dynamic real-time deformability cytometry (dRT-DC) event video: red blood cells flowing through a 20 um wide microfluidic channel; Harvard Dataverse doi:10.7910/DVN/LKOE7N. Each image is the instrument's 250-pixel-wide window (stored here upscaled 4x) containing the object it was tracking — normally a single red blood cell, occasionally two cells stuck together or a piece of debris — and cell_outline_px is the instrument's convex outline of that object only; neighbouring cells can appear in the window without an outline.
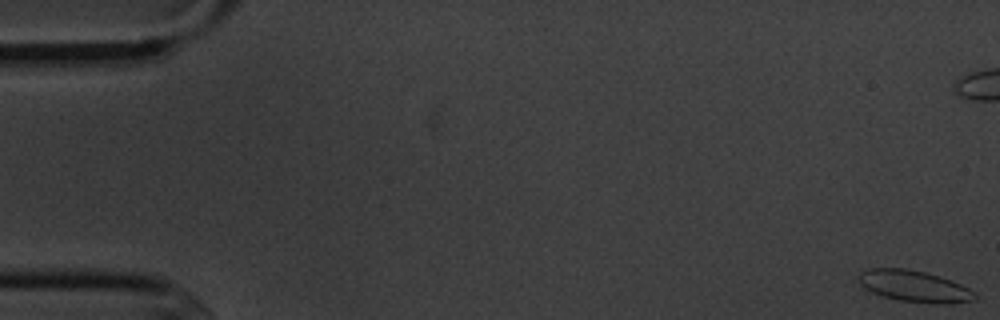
{"species": "common noctule bat (a hibernating species)", "species_latin": "Nyctalus noctula", "temperature_condition": "cold", "stored_images_in_passage": 7, "camera_frame_rate_fps": 3000, "um_per_image_px": 0.085, "animal": {"sex": "male", "body_mass_g": 20.1, "forearm_length_mm": 53.5}, "frame": {"image": 1, "passage_image": 1, "time_ms": 0.0, "image_size_px": [1000, 320], "cell_outline_px": [[976, 300], [944, 304], [940, 304], [900, 300], [884, 296], [872, 292], [864, 288], [856, 280], [856, 276], [860, 272], [868, 268], [904, 268], [924, 272], [940, 276], [952, 280], [968, 288], [976, 296]], "centroid_in_image_um": [77.66, 24.31], "position_along_channel_um": 7.3, "area_um2": 21.27}}
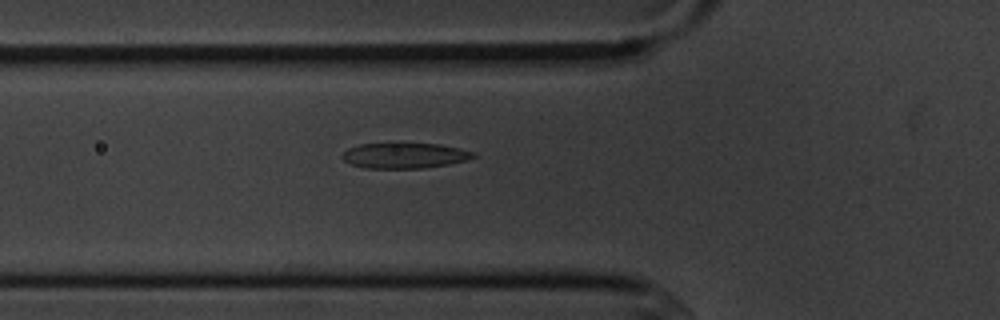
{"frame": {"image": 2, "passage_image": 7, "time_ms": 7.667, "image_size_px": [1000, 320], "cell_outline_px": [[476, 156], [468, 160], [448, 164], [424, 168], [364, 168], [352, 164], [344, 160], [340, 156], [348, 148], [360, 144], [388, 140], [400, 140], [440, 144], [460, 148], [476, 152]], "centroid_in_image_um": [34.38, 13.15], "position_along_channel_um": 91.4, "area_um2": 20.69}}